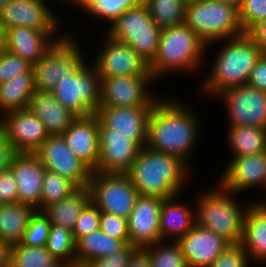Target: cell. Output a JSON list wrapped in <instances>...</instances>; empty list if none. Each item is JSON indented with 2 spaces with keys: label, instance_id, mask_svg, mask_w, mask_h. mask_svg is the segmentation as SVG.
<instances>
[{
  "label": "cell",
  "instance_id": "9c48e42d",
  "mask_svg": "<svg viewBox=\"0 0 266 267\" xmlns=\"http://www.w3.org/2000/svg\"><path fill=\"white\" fill-rule=\"evenodd\" d=\"M88 187L91 201L101 212L127 219L140 196L128 174L92 171Z\"/></svg>",
  "mask_w": 266,
  "mask_h": 267
},
{
  "label": "cell",
  "instance_id": "cb8c5ba5",
  "mask_svg": "<svg viewBox=\"0 0 266 267\" xmlns=\"http://www.w3.org/2000/svg\"><path fill=\"white\" fill-rule=\"evenodd\" d=\"M57 31H41L28 27L7 29L6 51L19 55L35 65L64 36L56 37ZM55 37V38H54Z\"/></svg>",
  "mask_w": 266,
  "mask_h": 267
},
{
  "label": "cell",
  "instance_id": "f1b7e54d",
  "mask_svg": "<svg viewBox=\"0 0 266 267\" xmlns=\"http://www.w3.org/2000/svg\"><path fill=\"white\" fill-rule=\"evenodd\" d=\"M37 210L21 202L0 205V242L20 243L31 217Z\"/></svg>",
  "mask_w": 266,
  "mask_h": 267
},
{
  "label": "cell",
  "instance_id": "8992f818",
  "mask_svg": "<svg viewBox=\"0 0 266 267\" xmlns=\"http://www.w3.org/2000/svg\"><path fill=\"white\" fill-rule=\"evenodd\" d=\"M184 23L205 43L227 41L244 33L238 18V9L229 4L200 0L185 8Z\"/></svg>",
  "mask_w": 266,
  "mask_h": 267
},
{
  "label": "cell",
  "instance_id": "7c38bea8",
  "mask_svg": "<svg viewBox=\"0 0 266 267\" xmlns=\"http://www.w3.org/2000/svg\"><path fill=\"white\" fill-rule=\"evenodd\" d=\"M43 167L72 181L77 187H88L92 170L68 147L62 135L49 136L35 152Z\"/></svg>",
  "mask_w": 266,
  "mask_h": 267
},
{
  "label": "cell",
  "instance_id": "b9f144b4",
  "mask_svg": "<svg viewBox=\"0 0 266 267\" xmlns=\"http://www.w3.org/2000/svg\"><path fill=\"white\" fill-rule=\"evenodd\" d=\"M33 68L27 60L9 51L0 53V84L7 82L11 77L29 72Z\"/></svg>",
  "mask_w": 266,
  "mask_h": 267
},
{
  "label": "cell",
  "instance_id": "5b68a950",
  "mask_svg": "<svg viewBox=\"0 0 266 267\" xmlns=\"http://www.w3.org/2000/svg\"><path fill=\"white\" fill-rule=\"evenodd\" d=\"M217 187L199 195L195 207L196 224L222 236L230 244H240L248 205L241 208L233 199V193L219 184Z\"/></svg>",
  "mask_w": 266,
  "mask_h": 267
},
{
  "label": "cell",
  "instance_id": "603a6c76",
  "mask_svg": "<svg viewBox=\"0 0 266 267\" xmlns=\"http://www.w3.org/2000/svg\"><path fill=\"white\" fill-rule=\"evenodd\" d=\"M15 176L18 202L40 211V196L45 168L35 153H18L10 168Z\"/></svg>",
  "mask_w": 266,
  "mask_h": 267
},
{
  "label": "cell",
  "instance_id": "ffe728a7",
  "mask_svg": "<svg viewBox=\"0 0 266 267\" xmlns=\"http://www.w3.org/2000/svg\"><path fill=\"white\" fill-rule=\"evenodd\" d=\"M176 242L191 267H209L230 245L222 236L197 224Z\"/></svg>",
  "mask_w": 266,
  "mask_h": 267
},
{
  "label": "cell",
  "instance_id": "8d00e7d4",
  "mask_svg": "<svg viewBox=\"0 0 266 267\" xmlns=\"http://www.w3.org/2000/svg\"><path fill=\"white\" fill-rule=\"evenodd\" d=\"M55 261L46 246L11 245L10 267H45Z\"/></svg>",
  "mask_w": 266,
  "mask_h": 267
},
{
  "label": "cell",
  "instance_id": "8fae6325",
  "mask_svg": "<svg viewBox=\"0 0 266 267\" xmlns=\"http://www.w3.org/2000/svg\"><path fill=\"white\" fill-rule=\"evenodd\" d=\"M218 96L225 101L230 126L266 129V92L249 85H240L229 88Z\"/></svg>",
  "mask_w": 266,
  "mask_h": 267
},
{
  "label": "cell",
  "instance_id": "11a10c76",
  "mask_svg": "<svg viewBox=\"0 0 266 267\" xmlns=\"http://www.w3.org/2000/svg\"><path fill=\"white\" fill-rule=\"evenodd\" d=\"M71 265L61 261V260H56L55 262H53L52 264L45 266V267H70Z\"/></svg>",
  "mask_w": 266,
  "mask_h": 267
},
{
  "label": "cell",
  "instance_id": "d590c367",
  "mask_svg": "<svg viewBox=\"0 0 266 267\" xmlns=\"http://www.w3.org/2000/svg\"><path fill=\"white\" fill-rule=\"evenodd\" d=\"M46 248L56 260L76 264V242L71 231L51 225Z\"/></svg>",
  "mask_w": 266,
  "mask_h": 267
},
{
  "label": "cell",
  "instance_id": "83f0119b",
  "mask_svg": "<svg viewBox=\"0 0 266 267\" xmlns=\"http://www.w3.org/2000/svg\"><path fill=\"white\" fill-rule=\"evenodd\" d=\"M177 196L163 199L160 212L161 240L174 236L177 241L184 236L196 224L195 211L182 203H176Z\"/></svg>",
  "mask_w": 266,
  "mask_h": 267
},
{
  "label": "cell",
  "instance_id": "74e56055",
  "mask_svg": "<svg viewBox=\"0 0 266 267\" xmlns=\"http://www.w3.org/2000/svg\"><path fill=\"white\" fill-rule=\"evenodd\" d=\"M142 249L149 256L152 267H184L187 265L182 249L176 241L165 246L161 241Z\"/></svg>",
  "mask_w": 266,
  "mask_h": 267
},
{
  "label": "cell",
  "instance_id": "4fadbf2b",
  "mask_svg": "<svg viewBox=\"0 0 266 267\" xmlns=\"http://www.w3.org/2000/svg\"><path fill=\"white\" fill-rule=\"evenodd\" d=\"M153 106H100V122L111 135L130 136L140 148L147 146L148 120Z\"/></svg>",
  "mask_w": 266,
  "mask_h": 267
},
{
  "label": "cell",
  "instance_id": "2e32d148",
  "mask_svg": "<svg viewBox=\"0 0 266 267\" xmlns=\"http://www.w3.org/2000/svg\"><path fill=\"white\" fill-rule=\"evenodd\" d=\"M0 130L18 153H35L50 136L43 122L28 108L5 113Z\"/></svg>",
  "mask_w": 266,
  "mask_h": 267
},
{
  "label": "cell",
  "instance_id": "ab89813d",
  "mask_svg": "<svg viewBox=\"0 0 266 267\" xmlns=\"http://www.w3.org/2000/svg\"><path fill=\"white\" fill-rule=\"evenodd\" d=\"M238 18L242 30L247 33L254 25L266 20V0H243Z\"/></svg>",
  "mask_w": 266,
  "mask_h": 267
},
{
  "label": "cell",
  "instance_id": "ee69618b",
  "mask_svg": "<svg viewBox=\"0 0 266 267\" xmlns=\"http://www.w3.org/2000/svg\"><path fill=\"white\" fill-rule=\"evenodd\" d=\"M249 261L241 244H230L209 267H247Z\"/></svg>",
  "mask_w": 266,
  "mask_h": 267
},
{
  "label": "cell",
  "instance_id": "3957f363",
  "mask_svg": "<svg viewBox=\"0 0 266 267\" xmlns=\"http://www.w3.org/2000/svg\"><path fill=\"white\" fill-rule=\"evenodd\" d=\"M227 40L220 53H216L212 71L203 83L201 92L205 95L213 93L218 97L229 88L247 85L253 67L264 53L247 33Z\"/></svg>",
  "mask_w": 266,
  "mask_h": 267
},
{
  "label": "cell",
  "instance_id": "91938a15",
  "mask_svg": "<svg viewBox=\"0 0 266 267\" xmlns=\"http://www.w3.org/2000/svg\"><path fill=\"white\" fill-rule=\"evenodd\" d=\"M70 267H86L85 265H71Z\"/></svg>",
  "mask_w": 266,
  "mask_h": 267
},
{
  "label": "cell",
  "instance_id": "60d3db41",
  "mask_svg": "<svg viewBox=\"0 0 266 267\" xmlns=\"http://www.w3.org/2000/svg\"><path fill=\"white\" fill-rule=\"evenodd\" d=\"M101 211L90 200L81 210L73 229V237L77 242L81 237L100 229Z\"/></svg>",
  "mask_w": 266,
  "mask_h": 267
},
{
  "label": "cell",
  "instance_id": "f5cc1de1",
  "mask_svg": "<svg viewBox=\"0 0 266 267\" xmlns=\"http://www.w3.org/2000/svg\"><path fill=\"white\" fill-rule=\"evenodd\" d=\"M7 29L0 21V53L6 50Z\"/></svg>",
  "mask_w": 266,
  "mask_h": 267
},
{
  "label": "cell",
  "instance_id": "d4e9b609",
  "mask_svg": "<svg viewBox=\"0 0 266 267\" xmlns=\"http://www.w3.org/2000/svg\"><path fill=\"white\" fill-rule=\"evenodd\" d=\"M28 109L43 122L50 136L62 135L77 118L48 91H35L30 98Z\"/></svg>",
  "mask_w": 266,
  "mask_h": 267
},
{
  "label": "cell",
  "instance_id": "5bb4252c",
  "mask_svg": "<svg viewBox=\"0 0 266 267\" xmlns=\"http://www.w3.org/2000/svg\"><path fill=\"white\" fill-rule=\"evenodd\" d=\"M100 78V106H154L159 100L145 89L152 81V75H120Z\"/></svg>",
  "mask_w": 266,
  "mask_h": 267
},
{
  "label": "cell",
  "instance_id": "9f6ffc18",
  "mask_svg": "<svg viewBox=\"0 0 266 267\" xmlns=\"http://www.w3.org/2000/svg\"><path fill=\"white\" fill-rule=\"evenodd\" d=\"M62 1V0H61ZM63 1H67L68 3H75V4H77L78 6L80 5V3H81V0H63Z\"/></svg>",
  "mask_w": 266,
  "mask_h": 267
},
{
  "label": "cell",
  "instance_id": "680465c9",
  "mask_svg": "<svg viewBox=\"0 0 266 267\" xmlns=\"http://www.w3.org/2000/svg\"><path fill=\"white\" fill-rule=\"evenodd\" d=\"M10 0H0V8L4 6Z\"/></svg>",
  "mask_w": 266,
  "mask_h": 267
},
{
  "label": "cell",
  "instance_id": "ba28073f",
  "mask_svg": "<svg viewBox=\"0 0 266 267\" xmlns=\"http://www.w3.org/2000/svg\"><path fill=\"white\" fill-rule=\"evenodd\" d=\"M51 92L77 117L90 116L100 107L101 78L95 65L84 62L73 74L60 79Z\"/></svg>",
  "mask_w": 266,
  "mask_h": 267
},
{
  "label": "cell",
  "instance_id": "d6986e66",
  "mask_svg": "<svg viewBox=\"0 0 266 267\" xmlns=\"http://www.w3.org/2000/svg\"><path fill=\"white\" fill-rule=\"evenodd\" d=\"M0 21L6 29L22 26L41 31H57L59 23L42 0H10L0 8Z\"/></svg>",
  "mask_w": 266,
  "mask_h": 267
},
{
  "label": "cell",
  "instance_id": "7bdbcfd3",
  "mask_svg": "<svg viewBox=\"0 0 266 267\" xmlns=\"http://www.w3.org/2000/svg\"><path fill=\"white\" fill-rule=\"evenodd\" d=\"M100 230L108 236L129 244L128 219L122 216L101 212Z\"/></svg>",
  "mask_w": 266,
  "mask_h": 267
},
{
  "label": "cell",
  "instance_id": "277c9868",
  "mask_svg": "<svg viewBox=\"0 0 266 267\" xmlns=\"http://www.w3.org/2000/svg\"><path fill=\"white\" fill-rule=\"evenodd\" d=\"M206 48L207 43L185 23L162 28L157 54L149 64L153 80L176 70L199 69Z\"/></svg>",
  "mask_w": 266,
  "mask_h": 267
},
{
  "label": "cell",
  "instance_id": "4dcf8cb0",
  "mask_svg": "<svg viewBox=\"0 0 266 267\" xmlns=\"http://www.w3.org/2000/svg\"><path fill=\"white\" fill-rule=\"evenodd\" d=\"M125 245L122 240L110 237L100 229L91 232L76 242V265H85L93 259L108 256Z\"/></svg>",
  "mask_w": 266,
  "mask_h": 267
},
{
  "label": "cell",
  "instance_id": "94428289",
  "mask_svg": "<svg viewBox=\"0 0 266 267\" xmlns=\"http://www.w3.org/2000/svg\"><path fill=\"white\" fill-rule=\"evenodd\" d=\"M260 202L266 206V199Z\"/></svg>",
  "mask_w": 266,
  "mask_h": 267
},
{
  "label": "cell",
  "instance_id": "d6a6232c",
  "mask_svg": "<svg viewBox=\"0 0 266 267\" xmlns=\"http://www.w3.org/2000/svg\"><path fill=\"white\" fill-rule=\"evenodd\" d=\"M145 5L161 29L184 23L186 4L182 0H146Z\"/></svg>",
  "mask_w": 266,
  "mask_h": 267
},
{
  "label": "cell",
  "instance_id": "52a82bcc",
  "mask_svg": "<svg viewBox=\"0 0 266 267\" xmlns=\"http://www.w3.org/2000/svg\"><path fill=\"white\" fill-rule=\"evenodd\" d=\"M115 41L132 47L149 64L155 58L161 28L151 17L145 3L127 10L107 30L106 33Z\"/></svg>",
  "mask_w": 266,
  "mask_h": 267
},
{
  "label": "cell",
  "instance_id": "f6af8a7d",
  "mask_svg": "<svg viewBox=\"0 0 266 267\" xmlns=\"http://www.w3.org/2000/svg\"><path fill=\"white\" fill-rule=\"evenodd\" d=\"M136 246L126 244L119 251L108 256L93 259L85 264L86 267H127L132 255L138 250Z\"/></svg>",
  "mask_w": 266,
  "mask_h": 267
},
{
  "label": "cell",
  "instance_id": "db71d44e",
  "mask_svg": "<svg viewBox=\"0 0 266 267\" xmlns=\"http://www.w3.org/2000/svg\"><path fill=\"white\" fill-rule=\"evenodd\" d=\"M212 1H217V2H221V3L229 4L231 6H234L237 9H239L243 0H212Z\"/></svg>",
  "mask_w": 266,
  "mask_h": 267
},
{
  "label": "cell",
  "instance_id": "f35d334b",
  "mask_svg": "<svg viewBox=\"0 0 266 267\" xmlns=\"http://www.w3.org/2000/svg\"><path fill=\"white\" fill-rule=\"evenodd\" d=\"M51 223L42 211H36L20 241L25 246H46Z\"/></svg>",
  "mask_w": 266,
  "mask_h": 267
},
{
  "label": "cell",
  "instance_id": "6f0895ef",
  "mask_svg": "<svg viewBox=\"0 0 266 267\" xmlns=\"http://www.w3.org/2000/svg\"><path fill=\"white\" fill-rule=\"evenodd\" d=\"M186 5L190 3L199 2L200 0H182Z\"/></svg>",
  "mask_w": 266,
  "mask_h": 267
},
{
  "label": "cell",
  "instance_id": "836d02e7",
  "mask_svg": "<svg viewBox=\"0 0 266 267\" xmlns=\"http://www.w3.org/2000/svg\"><path fill=\"white\" fill-rule=\"evenodd\" d=\"M146 0H81L80 8L111 22V25L127 10L134 8Z\"/></svg>",
  "mask_w": 266,
  "mask_h": 267
},
{
  "label": "cell",
  "instance_id": "7402d4cb",
  "mask_svg": "<svg viewBox=\"0 0 266 267\" xmlns=\"http://www.w3.org/2000/svg\"><path fill=\"white\" fill-rule=\"evenodd\" d=\"M220 180L221 186L233 194L260 185L266 187V151L233 157Z\"/></svg>",
  "mask_w": 266,
  "mask_h": 267
},
{
  "label": "cell",
  "instance_id": "4316f807",
  "mask_svg": "<svg viewBox=\"0 0 266 267\" xmlns=\"http://www.w3.org/2000/svg\"><path fill=\"white\" fill-rule=\"evenodd\" d=\"M90 200L89 187H78L69 196L46 206L42 212L49 219L51 225L73 232L81 210Z\"/></svg>",
  "mask_w": 266,
  "mask_h": 267
},
{
  "label": "cell",
  "instance_id": "44dd1931",
  "mask_svg": "<svg viewBox=\"0 0 266 267\" xmlns=\"http://www.w3.org/2000/svg\"><path fill=\"white\" fill-rule=\"evenodd\" d=\"M99 123L96 114L77 117L62 136L70 150L92 171L99 161Z\"/></svg>",
  "mask_w": 266,
  "mask_h": 267
},
{
  "label": "cell",
  "instance_id": "bcb514c9",
  "mask_svg": "<svg viewBox=\"0 0 266 267\" xmlns=\"http://www.w3.org/2000/svg\"><path fill=\"white\" fill-rule=\"evenodd\" d=\"M18 189L15 176L12 170H7L0 174V203H17Z\"/></svg>",
  "mask_w": 266,
  "mask_h": 267
},
{
  "label": "cell",
  "instance_id": "9a60e30c",
  "mask_svg": "<svg viewBox=\"0 0 266 267\" xmlns=\"http://www.w3.org/2000/svg\"><path fill=\"white\" fill-rule=\"evenodd\" d=\"M94 65L100 77L151 75L149 63L132 47L106 34Z\"/></svg>",
  "mask_w": 266,
  "mask_h": 267
},
{
  "label": "cell",
  "instance_id": "681fc988",
  "mask_svg": "<svg viewBox=\"0 0 266 267\" xmlns=\"http://www.w3.org/2000/svg\"><path fill=\"white\" fill-rule=\"evenodd\" d=\"M247 34L264 52H266V20L254 25Z\"/></svg>",
  "mask_w": 266,
  "mask_h": 267
},
{
  "label": "cell",
  "instance_id": "7dc6e473",
  "mask_svg": "<svg viewBox=\"0 0 266 267\" xmlns=\"http://www.w3.org/2000/svg\"><path fill=\"white\" fill-rule=\"evenodd\" d=\"M247 85L266 92V52H264L257 60L251 71Z\"/></svg>",
  "mask_w": 266,
  "mask_h": 267
},
{
  "label": "cell",
  "instance_id": "6da1fadb",
  "mask_svg": "<svg viewBox=\"0 0 266 267\" xmlns=\"http://www.w3.org/2000/svg\"><path fill=\"white\" fill-rule=\"evenodd\" d=\"M187 106L173 99H159L149 115L147 146L176 156L190 167V154L200 127L196 112Z\"/></svg>",
  "mask_w": 266,
  "mask_h": 267
},
{
  "label": "cell",
  "instance_id": "e0dca14e",
  "mask_svg": "<svg viewBox=\"0 0 266 267\" xmlns=\"http://www.w3.org/2000/svg\"><path fill=\"white\" fill-rule=\"evenodd\" d=\"M140 149L130 136L111 135V130L100 122V157L95 172L127 174Z\"/></svg>",
  "mask_w": 266,
  "mask_h": 267
},
{
  "label": "cell",
  "instance_id": "c3c4849f",
  "mask_svg": "<svg viewBox=\"0 0 266 267\" xmlns=\"http://www.w3.org/2000/svg\"><path fill=\"white\" fill-rule=\"evenodd\" d=\"M18 154L14 146L0 130V174L10 170L14 157Z\"/></svg>",
  "mask_w": 266,
  "mask_h": 267
},
{
  "label": "cell",
  "instance_id": "e575fe53",
  "mask_svg": "<svg viewBox=\"0 0 266 267\" xmlns=\"http://www.w3.org/2000/svg\"><path fill=\"white\" fill-rule=\"evenodd\" d=\"M78 187L60 174L45 170L40 196V211L72 194Z\"/></svg>",
  "mask_w": 266,
  "mask_h": 267
},
{
  "label": "cell",
  "instance_id": "ac0fdd59",
  "mask_svg": "<svg viewBox=\"0 0 266 267\" xmlns=\"http://www.w3.org/2000/svg\"><path fill=\"white\" fill-rule=\"evenodd\" d=\"M163 199L140 195L128 218L130 244L144 248L161 242L160 212Z\"/></svg>",
  "mask_w": 266,
  "mask_h": 267
},
{
  "label": "cell",
  "instance_id": "484cf974",
  "mask_svg": "<svg viewBox=\"0 0 266 267\" xmlns=\"http://www.w3.org/2000/svg\"><path fill=\"white\" fill-rule=\"evenodd\" d=\"M248 205L240 244L250 260L266 262V206L260 201Z\"/></svg>",
  "mask_w": 266,
  "mask_h": 267
},
{
  "label": "cell",
  "instance_id": "f907efd6",
  "mask_svg": "<svg viewBox=\"0 0 266 267\" xmlns=\"http://www.w3.org/2000/svg\"><path fill=\"white\" fill-rule=\"evenodd\" d=\"M127 267H152V264L147 253L139 248L132 255Z\"/></svg>",
  "mask_w": 266,
  "mask_h": 267
},
{
  "label": "cell",
  "instance_id": "30bf717a",
  "mask_svg": "<svg viewBox=\"0 0 266 267\" xmlns=\"http://www.w3.org/2000/svg\"><path fill=\"white\" fill-rule=\"evenodd\" d=\"M75 42L72 35L65 34L33 65L36 91L51 92L60 79L73 74L85 62Z\"/></svg>",
  "mask_w": 266,
  "mask_h": 267
},
{
  "label": "cell",
  "instance_id": "f546056e",
  "mask_svg": "<svg viewBox=\"0 0 266 267\" xmlns=\"http://www.w3.org/2000/svg\"><path fill=\"white\" fill-rule=\"evenodd\" d=\"M35 91L33 68L0 84V117L8 112L28 108Z\"/></svg>",
  "mask_w": 266,
  "mask_h": 267
},
{
  "label": "cell",
  "instance_id": "7a4b0ae2",
  "mask_svg": "<svg viewBox=\"0 0 266 267\" xmlns=\"http://www.w3.org/2000/svg\"><path fill=\"white\" fill-rule=\"evenodd\" d=\"M189 168L176 156L144 146L127 174L140 195L168 199L179 196Z\"/></svg>",
  "mask_w": 266,
  "mask_h": 267
},
{
  "label": "cell",
  "instance_id": "816d5d0a",
  "mask_svg": "<svg viewBox=\"0 0 266 267\" xmlns=\"http://www.w3.org/2000/svg\"><path fill=\"white\" fill-rule=\"evenodd\" d=\"M11 245L0 242V267H10Z\"/></svg>",
  "mask_w": 266,
  "mask_h": 267
},
{
  "label": "cell",
  "instance_id": "1f68e13d",
  "mask_svg": "<svg viewBox=\"0 0 266 267\" xmlns=\"http://www.w3.org/2000/svg\"><path fill=\"white\" fill-rule=\"evenodd\" d=\"M228 141L234 157L266 151V129L253 126H229Z\"/></svg>",
  "mask_w": 266,
  "mask_h": 267
}]
</instances>
